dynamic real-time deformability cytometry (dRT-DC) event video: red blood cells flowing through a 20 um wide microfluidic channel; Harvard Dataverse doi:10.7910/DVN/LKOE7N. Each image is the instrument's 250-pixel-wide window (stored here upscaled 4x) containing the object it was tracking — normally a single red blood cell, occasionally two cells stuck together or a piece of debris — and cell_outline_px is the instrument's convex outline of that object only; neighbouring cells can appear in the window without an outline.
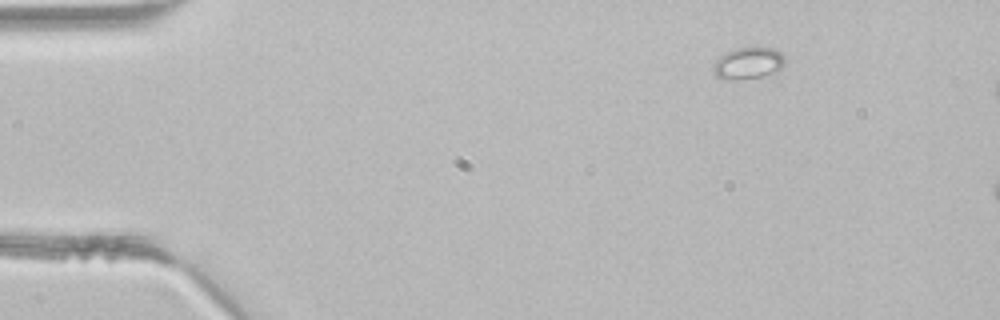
{"species": "common noctule bat (a hibernating species)", "species_latin": "Nyctalus noctula", "temperature_condition": "room temperature", "stored_images_in_passage": 3, "camera_frame_rate_fps": 3000, "um_per_image_px": 0.085, "animal": {"sex": "male", "body_mass_g": 21.5, "forearm_length_mm": 52.0}, "frame": {"image": 1, "passage_image": 1, "time_ms": 0.0, "image_size_px": [1000, 320], "cell_outline_px": [[784, 64], [776, 72], [760, 76], [740, 80], [732, 80], [716, 76], [712, 72], [712, 64], [724, 52], [736, 48], [772, 48], [780, 52], [784, 56]], "centroid_in_image_um": [63.55, 5.38], "position_along_channel_um": 21.5, "area_um2": 13.24}}